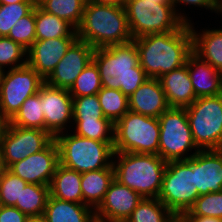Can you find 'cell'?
Masks as SVG:
<instances>
[{
    "label": "cell",
    "mask_w": 222,
    "mask_h": 222,
    "mask_svg": "<svg viewBox=\"0 0 222 222\" xmlns=\"http://www.w3.org/2000/svg\"><path fill=\"white\" fill-rule=\"evenodd\" d=\"M139 63L149 78H159L186 64L192 51V34L189 24L178 30L156 33L133 39Z\"/></svg>",
    "instance_id": "6da1fadb"
},
{
    "label": "cell",
    "mask_w": 222,
    "mask_h": 222,
    "mask_svg": "<svg viewBox=\"0 0 222 222\" xmlns=\"http://www.w3.org/2000/svg\"><path fill=\"white\" fill-rule=\"evenodd\" d=\"M92 60L98 67L102 87L118 89L128 97L149 79L140 66L133 40L125 44L94 49Z\"/></svg>",
    "instance_id": "7a4b0ae2"
},
{
    "label": "cell",
    "mask_w": 222,
    "mask_h": 222,
    "mask_svg": "<svg viewBox=\"0 0 222 222\" xmlns=\"http://www.w3.org/2000/svg\"><path fill=\"white\" fill-rule=\"evenodd\" d=\"M79 40L94 49L125 44L133 40L124 5L87 0L83 18L76 29Z\"/></svg>",
    "instance_id": "3957f363"
},
{
    "label": "cell",
    "mask_w": 222,
    "mask_h": 222,
    "mask_svg": "<svg viewBox=\"0 0 222 222\" xmlns=\"http://www.w3.org/2000/svg\"><path fill=\"white\" fill-rule=\"evenodd\" d=\"M166 167L156 154L115 152L113 157L114 179L143 198L158 197Z\"/></svg>",
    "instance_id": "277c9868"
},
{
    "label": "cell",
    "mask_w": 222,
    "mask_h": 222,
    "mask_svg": "<svg viewBox=\"0 0 222 222\" xmlns=\"http://www.w3.org/2000/svg\"><path fill=\"white\" fill-rule=\"evenodd\" d=\"M59 164L79 173L113 166L114 142H101L66 132L57 135Z\"/></svg>",
    "instance_id": "5b68a950"
},
{
    "label": "cell",
    "mask_w": 222,
    "mask_h": 222,
    "mask_svg": "<svg viewBox=\"0 0 222 222\" xmlns=\"http://www.w3.org/2000/svg\"><path fill=\"white\" fill-rule=\"evenodd\" d=\"M159 135L158 118L129 110L114 123V152L158 155Z\"/></svg>",
    "instance_id": "8992f818"
},
{
    "label": "cell",
    "mask_w": 222,
    "mask_h": 222,
    "mask_svg": "<svg viewBox=\"0 0 222 222\" xmlns=\"http://www.w3.org/2000/svg\"><path fill=\"white\" fill-rule=\"evenodd\" d=\"M124 8L133 39L148 34L176 31L184 24L177 16L173 4L125 0Z\"/></svg>",
    "instance_id": "52a82bcc"
},
{
    "label": "cell",
    "mask_w": 222,
    "mask_h": 222,
    "mask_svg": "<svg viewBox=\"0 0 222 222\" xmlns=\"http://www.w3.org/2000/svg\"><path fill=\"white\" fill-rule=\"evenodd\" d=\"M199 197L192 157L167 162L158 199L177 217L189 211Z\"/></svg>",
    "instance_id": "ba28073f"
},
{
    "label": "cell",
    "mask_w": 222,
    "mask_h": 222,
    "mask_svg": "<svg viewBox=\"0 0 222 222\" xmlns=\"http://www.w3.org/2000/svg\"><path fill=\"white\" fill-rule=\"evenodd\" d=\"M158 121L160 124L158 155L165 162L187 160L200 150L194 142L186 108L169 107ZM193 149L195 152L187 153Z\"/></svg>",
    "instance_id": "9c48e42d"
},
{
    "label": "cell",
    "mask_w": 222,
    "mask_h": 222,
    "mask_svg": "<svg viewBox=\"0 0 222 222\" xmlns=\"http://www.w3.org/2000/svg\"><path fill=\"white\" fill-rule=\"evenodd\" d=\"M186 112L196 146L200 150L222 149V94L199 97Z\"/></svg>",
    "instance_id": "30bf717a"
},
{
    "label": "cell",
    "mask_w": 222,
    "mask_h": 222,
    "mask_svg": "<svg viewBox=\"0 0 222 222\" xmlns=\"http://www.w3.org/2000/svg\"><path fill=\"white\" fill-rule=\"evenodd\" d=\"M45 80L29 65L8 69L0 86V113L9 121Z\"/></svg>",
    "instance_id": "8fae6325"
},
{
    "label": "cell",
    "mask_w": 222,
    "mask_h": 222,
    "mask_svg": "<svg viewBox=\"0 0 222 222\" xmlns=\"http://www.w3.org/2000/svg\"><path fill=\"white\" fill-rule=\"evenodd\" d=\"M54 138L45 130L22 128L8 123L0 142L7 169L27 156L42 151Z\"/></svg>",
    "instance_id": "7c38bea8"
},
{
    "label": "cell",
    "mask_w": 222,
    "mask_h": 222,
    "mask_svg": "<svg viewBox=\"0 0 222 222\" xmlns=\"http://www.w3.org/2000/svg\"><path fill=\"white\" fill-rule=\"evenodd\" d=\"M40 100L45 131L53 138L67 131V124L73 122V98L69 90L44 83L40 88Z\"/></svg>",
    "instance_id": "4fadbf2b"
},
{
    "label": "cell",
    "mask_w": 222,
    "mask_h": 222,
    "mask_svg": "<svg viewBox=\"0 0 222 222\" xmlns=\"http://www.w3.org/2000/svg\"><path fill=\"white\" fill-rule=\"evenodd\" d=\"M59 164V149L53 139L42 151L12 164L8 170L30 184L49 186Z\"/></svg>",
    "instance_id": "5bb4252c"
},
{
    "label": "cell",
    "mask_w": 222,
    "mask_h": 222,
    "mask_svg": "<svg viewBox=\"0 0 222 222\" xmlns=\"http://www.w3.org/2000/svg\"><path fill=\"white\" fill-rule=\"evenodd\" d=\"M94 48L87 42L77 39L56 65L45 83L55 87L70 89L77 77L92 61Z\"/></svg>",
    "instance_id": "9a60e30c"
},
{
    "label": "cell",
    "mask_w": 222,
    "mask_h": 222,
    "mask_svg": "<svg viewBox=\"0 0 222 222\" xmlns=\"http://www.w3.org/2000/svg\"><path fill=\"white\" fill-rule=\"evenodd\" d=\"M143 197L129 187L113 180L104 200L95 210L98 222H125Z\"/></svg>",
    "instance_id": "2e32d148"
},
{
    "label": "cell",
    "mask_w": 222,
    "mask_h": 222,
    "mask_svg": "<svg viewBox=\"0 0 222 222\" xmlns=\"http://www.w3.org/2000/svg\"><path fill=\"white\" fill-rule=\"evenodd\" d=\"M77 39L78 37H60L35 40L27 50V65L45 80Z\"/></svg>",
    "instance_id": "e0dca14e"
},
{
    "label": "cell",
    "mask_w": 222,
    "mask_h": 222,
    "mask_svg": "<svg viewBox=\"0 0 222 222\" xmlns=\"http://www.w3.org/2000/svg\"><path fill=\"white\" fill-rule=\"evenodd\" d=\"M192 169L199 196L222 191V149L199 150L192 156Z\"/></svg>",
    "instance_id": "ac0fdd59"
},
{
    "label": "cell",
    "mask_w": 222,
    "mask_h": 222,
    "mask_svg": "<svg viewBox=\"0 0 222 222\" xmlns=\"http://www.w3.org/2000/svg\"><path fill=\"white\" fill-rule=\"evenodd\" d=\"M129 110L159 118L168 108L165 92L157 78H149L128 97Z\"/></svg>",
    "instance_id": "d6986e66"
},
{
    "label": "cell",
    "mask_w": 222,
    "mask_h": 222,
    "mask_svg": "<svg viewBox=\"0 0 222 222\" xmlns=\"http://www.w3.org/2000/svg\"><path fill=\"white\" fill-rule=\"evenodd\" d=\"M169 107L186 108L197 98L188 73L187 64L158 78Z\"/></svg>",
    "instance_id": "ffe728a7"
},
{
    "label": "cell",
    "mask_w": 222,
    "mask_h": 222,
    "mask_svg": "<svg viewBox=\"0 0 222 222\" xmlns=\"http://www.w3.org/2000/svg\"><path fill=\"white\" fill-rule=\"evenodd\" d=\"M186 64L196 98L222 94V73L193 52Z\"/></svg>",
    "instance_id": "44dd1931"
},
{
    "label": "cell",
    "mask_w": 222,
    "mask_h": 222,
    "mask_svg": "<svg viewBox=\"0 0 222 222\" xmlns=\"http://www.w3.org/2000/svg\"><path fill=\"white\" fill-rule=\"evenodd\" d=\"M192 51L203 61L222 73V28L204 29L202 33L190 24Z\"/></svg>",
    "instance_id": "7402d4cb"
},
{
    "label": "cell",
    "mask_w": 222,
    "mask_h": 222,
    "mask_svg": "<svg viewBox=\"0 0 222 222\" xmlns=\"http://www.w3.org/2000/svg\"><path fill=\"white\" fill-rule=\"evenodd\" d=\"M43 222H95V210L83 203H73L49 195Z\"/></svg>",
    "instance_id": "603a6c76"
},
{
    "label": "cell",
    "mask_w": 222,
    "mask_h": 222,
    "mask_svg": "<svg viewBox=\"0 0 222 222\" xmlns=\"http://www.w3.org/2000/svg\"><path fill=\"white\" fill-rule=\"evenodd\" d=\"M113 180V166L81 173L83 204L96 210L104 200L109 185Z\"/></svg>",
    "instance_id": "cb8c5ba5"
},
{
    "label": "cell",
    "mask_w": 222,
    "mask_h": 222,
    "mask_svg": "<svg viewBox=\"0 0 222 222\" xmlns=\"http://www.w3.org/2000/svg\"><path fill=\"white\" fill-rule=\"evenodd\" d=\"M49 192L54 198L83 203L81 173L58 164L49 185Z\"/></svg>",
    "instance_id": "d4e9b609"
},
{
    "label": "cell",
    "mask_w": 222,
    "mask_h": 222,
    "mask_svg": "<svg viewBox=\"0 0 222 222\" xmlns=\"http://www.w3.org/2000/svg\"><path fill=\"white\" fill-rule=\"evenodd\" d=\"M36 40L60 37H78L76 29L66 20L44 11L38 4L35 6Z\"/></svg>",
    "instance_id": "484cf974"
},
{
    "label": "cell",
    "mask_w": 222,
    "mask_h": 222,
    "mask_svg": "<svg viewBox=\"0 0 222 222\" xmlns=\"http://www.w3.org/2000/svg\"><path fill=\"white\" fill-rule=\"evenodd\" d=\"M49 195V186L27 183L14 206L30 218H42Z\"/></svg>",
    "instance_id": "4316f807"
},
{
    "label": "cell",
    "mask_w": 222,
    "mask_h": 222,
    "mask_svg": "<svg viewBox=\"0 0 222 222\" xmlns=\"http://www.w3.org/2000/svg\"><path fill=\"white\" fill-rule=\"evenodd\" d=\"M177 221L178 218L158 198H143L125 222Z\"/></svg>",
    "instance_id": "83f0119b"
},
{
    "label": "cell",
    "mask_w": 222,
    "mask_h": 222,
    "mask_svg": "<svg viewBox=\"0 0 222 222\" xmlns=\"http://www.w3.org/2000/svg\"><path fill=\"white\" fill-rule=\"evenodd\" d=\"M87 0H38L37 4L46 12L66 20L75 29L82 21Z\"/></svg>",
    "instance_id": "f1b7e54d"
},
{
    "label": "cell",
    "mask_w": 222,
    "mask_h": 222,
    "mask_svg": "<svg viewBox=\"0 0 222 222\" xmlns=\"http://www.w3.org/2000/svg\"><path fill=\"white\" fill-rule=\"evenodd\" d=\"M10 125L45 130V119L39 92L28 97L17 113L9 120Z\"/></svg>",
    "instance_id": "f546056e"
},
{
    "label": "cell",
    "mask_w": 222,
    "mask_h": 222,
    "mask_svg": "<svg viewBox=\"0 0 222 222\" xmlns=\"http://www.w3.org/2000/svg\"><path fill=\"white\" fill-rule=\"evenodd\" d=\"M104 117L113 123L121 119L129 111L128 96L118 89L102 87L97 93Z\"/></svg>",
    "instance_id": "4dcf8cb0"
},
{
    "label": "cell",
    "mask_w": 222,
    "mask_h": 222,
    "mask_svg": "<svg viewBox=\"0 0 222 222\" xmlns=\"http://www.w3.org/2000/svg\"><path fill=\"white\" fill-rule=\"evenodd\" d=\"M74 133L101 142H114V123L106 117L100 120L73 121Z\"/></svg>",
    "instance_id": "1f68e13d"
},
{
    "label": "cell",
    "mask_w": 222,
    "mask_h": 222,
    "mask_svg": "<svg viewBox=\"0 0 222 222\" xmlns=\"http://www.w3.org/2000/svg\"><path fill=\"white\" fill-rule=\"evenodd\" d=\"M102 88L98 67L92 60L69 89L72 98L97 94Z\"/></svg>",
    "instance_id": "d6a6232c"
},
{
    "label": "cell",
    "mask_w": 222,
    "mask_h": 222,
    "mask_svg": "<svg viewBox=\"0 0 222 222\" xmlns=\"http://www.w3.org/2000/svg\"><path fill=\"white\" fill-rule=\"evenodd\" d=\"M25 65L27 50L7 36H0V67L5 69L10 66L8 69H15Z\"/></svg>",
    "instance_id": "836d02e7"
},
{
    "label": "cell",
    "mask_w": 222,
    "mask_h": 222,
    "mask_svg": "<svg viewBox=\"0 0 222 222\" xmlns=\"http://www.w3.org/2000/svg\"><path fill=\"white\" fill-rule=\"evenodd\" d=\"M36 4L37 2H17L0 5V36H8L11 27L28 15Z\"/></svg>",
    "instance_id": "e575fe53"
},
{
    "label": "cell",
    "mask_w": 222,
    "mask_h": 222,
    "mask_svg": "<svg viewBox=\"0 0 222 222\" xmlns=\"http://www.w3.org/2000/svg\"><path fill=\"white\" fill-rule=\"evenodd\" d=\"M7 37L20 44L26 50L30 48L36 40L35 7L28 15L20 18L11 27Z\"/></svg>",
    "instance_id": "d590c367"
},
{
    "label": "cell",
    "mask_w": 222,
    "mask_h": 222,
    "mask_svg": "<svg viewBox=\"0 0 222 222\" xmlns=\"http://www.w3.org/2000/svg\"><path fill=\"white\" fill-rule=\"evenodd\" d=\"M103 117L97 94L73 98V121L100 120Z\"/></svg>",
    "instance_id": "8d00e7d4"
},
{
    "label": "cell",
    "mask_w": 222,
    "mask_h": 222,
    "mask_svg": "<svg viewBox=\"0 0 222 222\" xmlns=\"http://www.w3.org/2000/svg\"><path fill=\"white\" fill-rule=\"evenodd\" d=\"M26 184V181L7 169L0 179V205L14 206L20 202L21 191Z\"/></svg>",
    "instance_id": "74e56055"
},
{
    "label": "cell",
    "mask_w": 222,
    "mask_h": 222,
    "mask_svg": "<svg viewBox=\"0 0 222 222\" xmlns=\"http://www.w3.org/2000/svg\"><path fill=\"white\" fill-rule=\"evenodd\" d=\"M182 215L222 218V191L199 196L189 211H186Z\"/></svg>",
    "instance_id": "f35d334b"
},
{
    "label": "cell",
    "mask_w": 222,
    "mask_h": 222,
    "mask_svg": "<svg viewBox=\"0 0 222 222\" xmlns=\"http://www.w3.org/2000/svg\"><path fill=\"white\" fill-rule=\"evenodd\" d=\"M218 0H172V4L174 6L175 12L177 16L185 23V24H191V20L188 19L186 16L187 14L182 13L177 10L178 5H193V7H200V8H206V10H211V12H216V6H217Z\"/></svg>",
    "instance_id": "ab89813d"
},
{
    "label": "cell",
    "mask_w": 222,
    "mask_h": 222,
    "mask_svg": "<svg viewBox=\"0 0 222 222\" xmlns=\"http://www.w3.org/2000/svg\"><path fill=\"white\" fill-rule=\"evenodd\" d=\"M28 218L15 206L0 205V222H26Z\"/></svg>",
    "instance_id": "60d3db41"
},
{
    "label": "cell",
    "mask_w": 222,
    "mask_h": 222,
    "mask_svg": "<svg viewBox=\"0 0 222 222\" xmlns=\"http://www.w3.org/2000/svg\"><path fill=\"white\" fill-rule=\"evenodd\" d=\"M179 222H222V218L200 215H181Z\"/></svg>",
    "instance_id": "b9f144b4"
},
{
    "label": "cell",
    "mask_w": 222,
    "mask_h": 222,
    "mask_svg": "<svg viewBox=\"0 0 222 222\" xmlns=\"http://www.w3.org/2000/svg\"><path fill=\"white\" fill-rule=\"evenodd\" d=\"M9 121L0 113V142L7 128Z\"/></svg>",
    "instance_id": "7bdbcfd3"
},
{
    "label": "cell",
    "mask_w": 222,
    "mask_h": 222,
    "mask_svg": "<svg viewBox=\"0 0 222 222\" xmlns=\"http://www.w3.org/2000/svg\"><path fill=\"white\" fill-rule=\"evenodd\" d=\"M96 3L110 4V5H124L125 0H91Z\"/></svg>",
    "instance_id": "ee69618b"
},
{
    "label": "cell",
    "mask_w": 222,
    "mask_h": 222,
    "mask_svg": "<svg viewBox=\"0 0 222 222\" xmlns=\"http://www.w3.org/2000/svg\"><path fill=\"white\" fill-rule=\"evenodd\" d=\"M17 2H37L36 0H0V5L12 4Z\"/></svg>",
    "instance_id": "f6af8a7d"
},
{
    "label": "cell",
    "mask_w": 222,
    "mask_h": 222,
    "mask_svg": "<svg viewBox=\"0 0 222 222\" xmlns=\"http://www.w3.org/2000/svg\"><path fill=\"white\" fill-rule=\"evenodd\" d=\"M6 170H7V167H6L5 163H4L2 155L0 153V179L2 178V176L4 175Z\"/></svg>",
    "instance_id": "bcb514c9"
},
{
    "label": "cell",
    "mask_w": 222,
    "mask_h": 222,
    "mask_svg": "<svg viewBox=\"0 0 222 222\" xmlns=\"http://www.w3.org/2000/svg\"><path fill=\"white\" fill-rule=\"evenodd\" d=\"M215 13H219L220 15L222 14V0H218Z\"/></svg>",
    "instance_id": "7dc6e473"
},
{
    "label": "cell",
    "mask_w": 222,
    "mask_h": 222,
    "mask_svg": "<svg viewBox=\"0 0 222 222\" xmlns=\"http://www.w3.org/2000/svg\"><path fill=\"white\" fill-rule=\"evenodd\" d=\"M146 1H158V4H172V0H146Z\"/></svg>",
    "instance_id": "c3c4849f"
},
{
    "label": "cell",
    "mask_w": 222,
    "mask_h": 222,
    "mask_svg": "<svg viewBox=\"0 0 222 222\" xmlns=\"http://www.w3.org/2000/svg\"><path fill=\"white\" fill-rule=\"evenodd\" d=\"M6 69L0 67V86L2 85V82H3V77H4V74H5V71Z\"/></svg>",
    "instance_id": "681fc988"
},
{
    "label": "cell",
    "mask_w": 222,
    "mask_h": 222,
    "mask_svg": "<svg viewBox=\"0 0 222 222\" xmlns=\"http://www.w3.org/2000/svg\"><path fill=\"white\" fill-rule=\"evenodd\" d=\"M26 222H43L42 218H28Z\"/></svg>",
    "instance_id": "f907efd6"
}]
</instances>
